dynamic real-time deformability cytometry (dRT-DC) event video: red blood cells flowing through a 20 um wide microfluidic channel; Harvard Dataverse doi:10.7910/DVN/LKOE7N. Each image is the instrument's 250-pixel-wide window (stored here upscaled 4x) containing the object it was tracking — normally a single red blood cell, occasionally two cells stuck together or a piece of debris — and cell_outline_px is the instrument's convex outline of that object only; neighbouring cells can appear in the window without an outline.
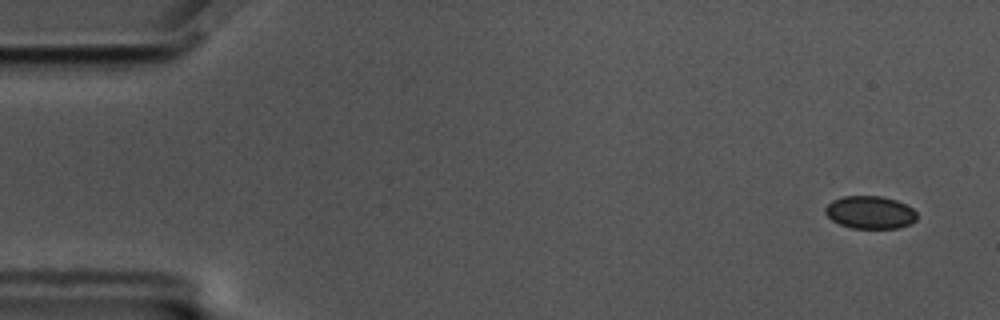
{"species": "common noctule bat (a hibernating species)", "species_latin": "Nyctalus noctula", "temperature_condition": "cold", "stored_images_in_passage": 57, "camera_frame_rate_fps": 3000, "um_per_image_px": 0.085, "animal": {"sex": "male", "body_mass_g": 17.5, "forearm_length_mm": 52.3}, "frame": {"image": 1, "passage_image": 2, "time_ms": 0.333, "image_size_px": [1000, 320], "cell_outline_px": [[916, 220], [908, 224], [896, 228], [852, 228], [840, 224], [832, 220], [824, 212], [824, 208], [832, 200], [844, 196], [880, 196], [896, 200], [912, 208], [916, 212]], "centroid_in_image_um": [73.93, 18.04], "position_along_channel_um": 11.1, "area_um2": 17.34}}
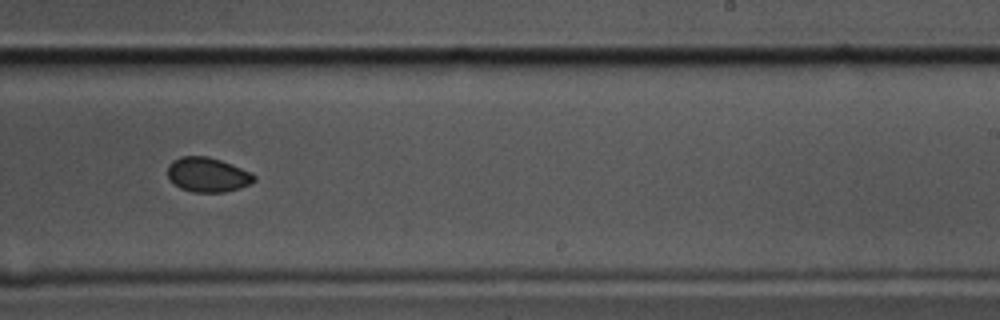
{"frame": {"image": 2, "passage_image": 35, "time_ms": 11.333, "image_size_px": [1000, 320], "cell_outline_px": [[256, 180], [240, 188], [224, 192], [192, 192], [180, 188], [168, 176], [168, 164], [172, 160], [180, 156], [208, 156], [220, 160], [252, 172], [256, 176]], "centroid_in_image_um": [17.65, 14.84], "position_along_channel_um": 271.3, "area_um2": 17.4}}
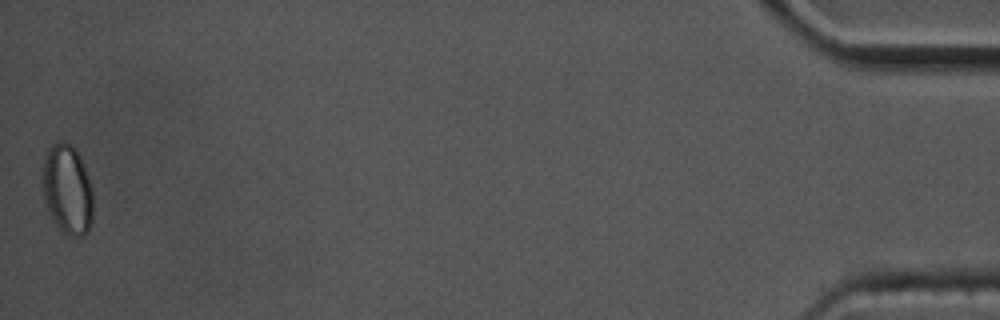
{"frame": {"image": 3, "passage_image": 57, "time_ms": 18.667, "image_size_px": [1000, 320], "cell_outline_px": [[92, 220], [88, 232], [84, 236], [72, 236], [64, 232], [56, 224], [44, 204], [44, 160], [48, 148], [52, 144], [68, 144], [80, 156], [92, 188]], "centroid_in_image_um": [5.75, 16.17], "position_along_channel_um": 429.5, "area_um2": 25.78}, "authors_computed_cell_mechanics": {"area_um2": 18.0336, "velocity_mm_per_s": 3.457, "shape_relaxation_time_tau1_ms": 2.4485, "shape_relaxation_time_tau2_ms": 4.5434, "deformation_change_tau1": 0.0255, "deformation_change_tau2": 0.0401}}